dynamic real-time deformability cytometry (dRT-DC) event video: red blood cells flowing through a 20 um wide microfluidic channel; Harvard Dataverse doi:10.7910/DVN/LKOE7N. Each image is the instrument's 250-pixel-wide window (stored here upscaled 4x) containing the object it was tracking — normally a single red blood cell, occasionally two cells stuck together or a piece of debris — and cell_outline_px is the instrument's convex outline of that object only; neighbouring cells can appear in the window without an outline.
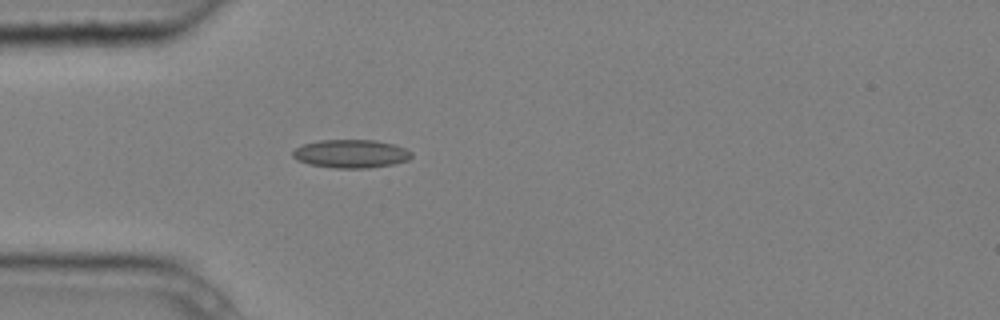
{"species": "common noctule bat (a hibernating species)", "species_latin": "Nyctalus noctula", "temperature_condition": "cold", "stored_images_in_passage": 1, "camera_frame_rate_fps": 3000, "um_per_image_px": 0.085, "animal": {"sex": "male", "body_mass_g": 20.4}, "frame": {"image": 1, "passage_image": 1, "time_ms": 0.0, "image_size_px": [1000, 320], "cell_outline_px": [[412, 156], [408, 160], [392, 164], [368, 168], [336, 168], [308, 164], [296, 160], [292, 156], [292, 152], [296, 148], [304, 144], [320, 140], [376, 140], [392, 144], [404, 148], [412, 152]], "centroid_in_image_um": [29.81, 13.07], "position_along_channel_um": 55.2, "area_um2": 19.54}}